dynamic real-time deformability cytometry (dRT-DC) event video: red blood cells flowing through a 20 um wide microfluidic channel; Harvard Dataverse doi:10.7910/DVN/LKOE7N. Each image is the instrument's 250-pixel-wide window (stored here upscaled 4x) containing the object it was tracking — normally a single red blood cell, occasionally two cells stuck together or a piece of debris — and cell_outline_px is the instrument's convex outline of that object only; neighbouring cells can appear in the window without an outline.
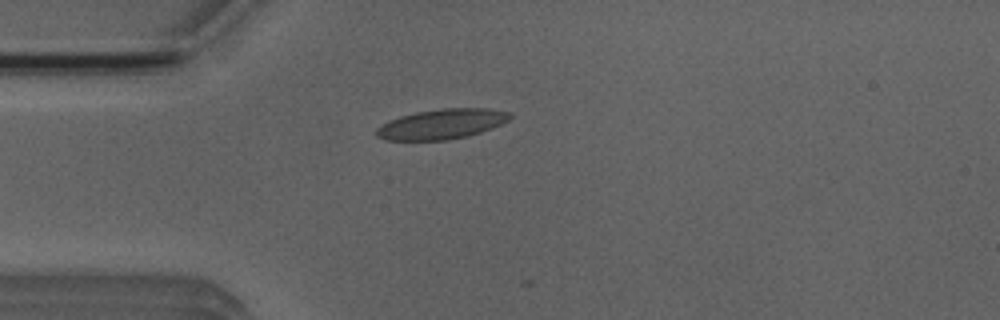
{"species": "Egyptian fruit bat (a non-hibernating species)", "species_latin": "Rousettus aegyptiacus", "temperature_condition": "room temperature", "stored_images_in_passage": 3, "camera_frame_rate_fps": 3000, "um_per_image_px": 0.085, "animal": {"sex": "male"}, "frame": {"image": 1, "passage_image": 3, "time_ms": 3.0, "image_size_px": [1000, 320], "cell_outline_px": [[512, 116], [508, 120], [492, 128], [468, 136], [448, 140], [384, 140], [376, 136], [376, 128], [388, 120], [400, 116], [416, 112], [440, 108], [488, 108], [508, 112]], "centroid_in_image_um": [37.51, 10.54], "position_along_channel_um": 47.5, "area_um2": 23.41}}